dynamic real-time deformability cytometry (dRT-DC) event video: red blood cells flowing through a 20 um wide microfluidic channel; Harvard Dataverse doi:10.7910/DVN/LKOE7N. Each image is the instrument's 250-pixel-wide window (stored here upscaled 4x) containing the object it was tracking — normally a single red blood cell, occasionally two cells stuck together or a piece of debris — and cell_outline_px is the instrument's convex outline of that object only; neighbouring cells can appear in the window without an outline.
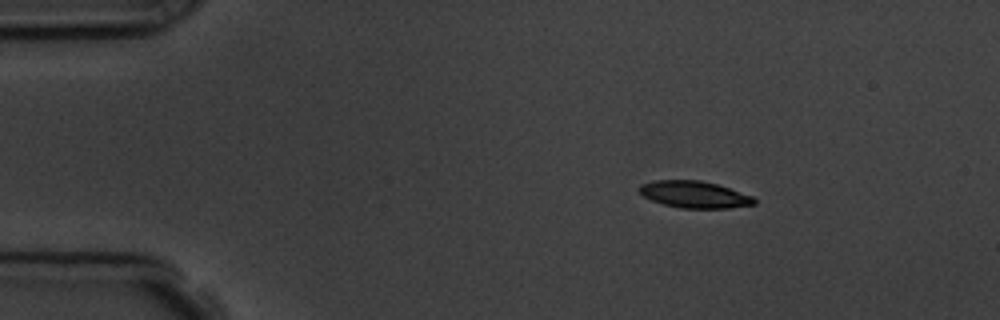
{"species": "common noctule bat (a hibernating species)", "species_latin": "Nyctalus noctula", "temperature_condition": "room temperature", "stored_images_in_passage": 3, "camera_frame_rate_fps": 3000, "um_per_image_px": 0.085, "animal": {"sex": "male", "body_mass_g": 19.5, "forearm_length_mm": 54.6}, "frame": {"image": 1, "passage_image": 1, "time_ms": 0.0, "image_size_px": [1000, 320], "cell_outline_px": [[756, 204], [728, 208], [680, 208], [664, 204], [652, 200], [644, 196], [640, 192], [640, 184], [656, 180], [700, 180], [716, 184], [752, 196], [756, 200]], "centroid_in_image_um": [59.03, 16.53], "position_along_channel_um": 26.0, "area_um2": 17.74}}